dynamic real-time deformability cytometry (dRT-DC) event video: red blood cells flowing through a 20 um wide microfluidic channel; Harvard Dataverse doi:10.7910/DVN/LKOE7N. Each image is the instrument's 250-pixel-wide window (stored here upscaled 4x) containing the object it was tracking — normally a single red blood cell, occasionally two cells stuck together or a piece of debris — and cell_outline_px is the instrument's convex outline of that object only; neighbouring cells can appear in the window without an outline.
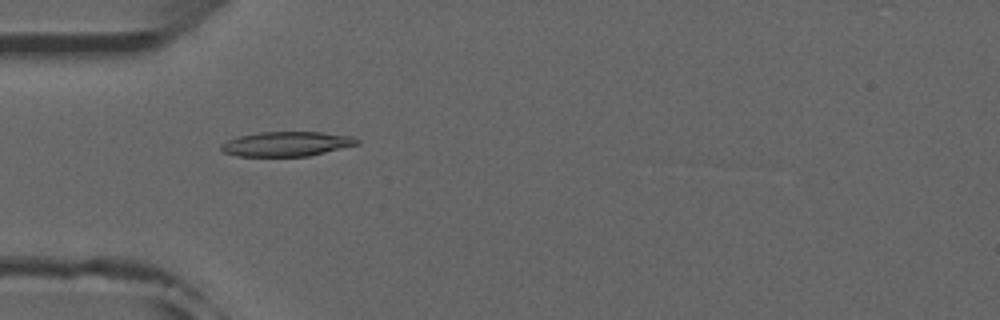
{"species": "common noctule bat (a hibernating species)", "species_latin": "Nyctalus noctula", "temperature_condition": "room temperature", "stored_images_in_passage": 48, "camera_frame_rate_fps": 3000, "um_per_image_px": 0.085, "animal": {"sex": "male", "forearm_length_mm": 52.5}, "frame": {"image": 1, "passage_image": 12, "time_ms": 3.667, "image_size_px": [1000, 320], "cell_outline_px": [[360, 144], [308, 156], [236, 156], [224, 152], [220, 148], [220, 144], [228, 140], [240, 136], [260, 132], [320, 132], [352, 136], [360, 140]], "centroid_in_image_um": [24.38, 12.23], "position_along_channel_um": 60.6, "area_um2": 19.48}}
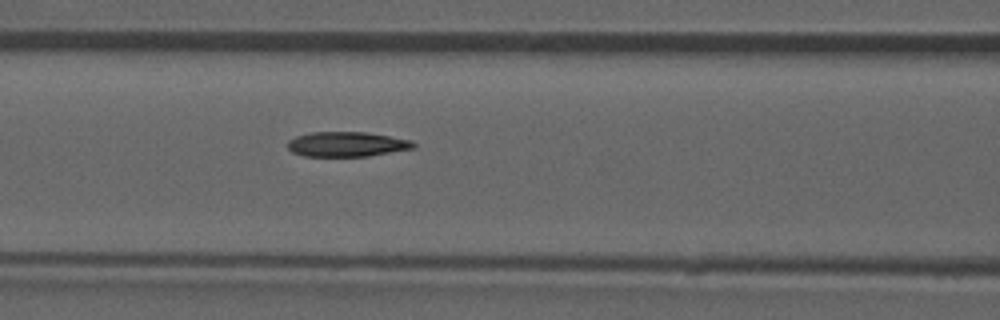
{"frame": {"image": 2, "passage_image": 18, "time_ms": 5.667, "image_size_px": [1000, 320], "cell_outline_px": [[416, 144], [412, 148], [368, 156], [304, 156], [292, 152], [288, 148], [288, 140], [296, 136], [312, 132], [368, 132], [412, 140]], "centroid_in_image_um": [29.46, 12.25], "position_along_channel_um": 137.1, "area_um2": 18.15}}
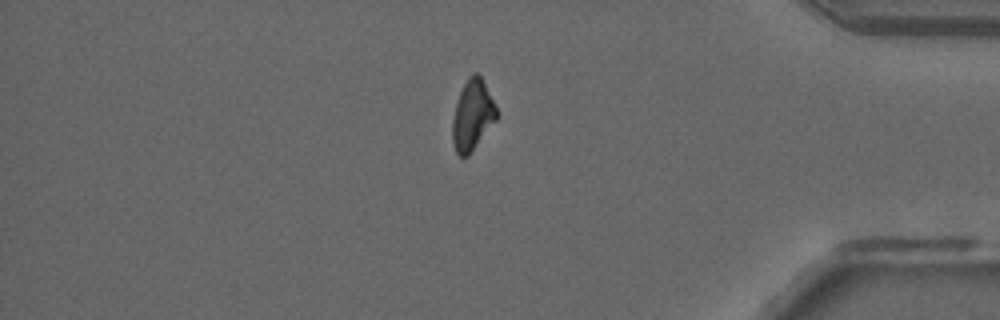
{"frame": {"image": 3, "passage_image": 40, "time_ms": 13.0, "image_size_px": [1000, 320], "cell_outline_px": [[500, 116], [468, 156], [460, 156], [456, 152], [452, 140], [452, 120], [456, 104], [460, 92], [468, 76], [472, 72], [476, 72], [480, 76]], "centroid_in_image_um": [40.16, 9.81], "position_along_channel_um": 395.0, "area_um2": 17.98}, "authors_computed_cell_mechanics": {"area_um2": 18.8139, "velocity_mm_per_s": 3.9381, "shape_relaxation_time_tau1_ms": 7.5317, "shape_relaxation_time_tau2_ms": 4.1703, "deformation_change_tau1": 0.1882, "deformation_change_tau2": 0.112}}